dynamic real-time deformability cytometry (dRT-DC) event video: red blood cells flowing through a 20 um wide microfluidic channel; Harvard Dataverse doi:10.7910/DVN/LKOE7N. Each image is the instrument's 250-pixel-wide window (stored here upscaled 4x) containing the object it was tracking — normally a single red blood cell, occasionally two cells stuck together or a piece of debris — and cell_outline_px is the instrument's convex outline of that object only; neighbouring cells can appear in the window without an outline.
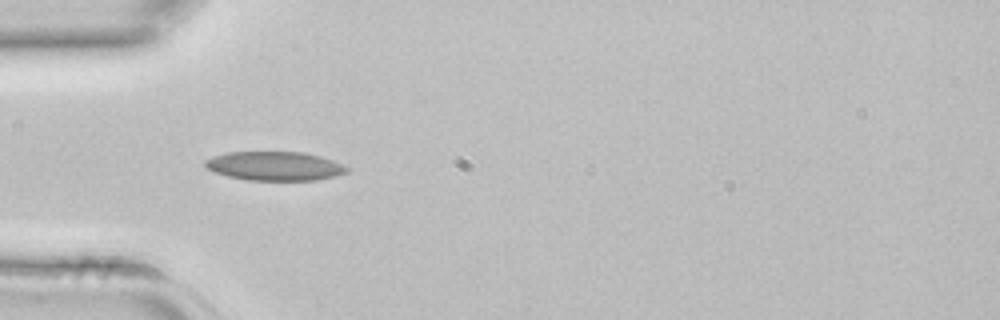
{"species": "common noctule bat (a hibernating species)", "species_latin": "Nyctalus noctula", "temperature_condition": "room temperature", "stored_images_in_passage": 5, "camera_frame_rate_fps": 3000, "um_per_image_px": 0.085, "animal": {"sex": "female", "body_mass_g": 22.7, "forearm_length_mm": 54.2}, "frame": {"image": 1, "passage_image": 4, "time_ms": 1.0, "image_size_px": [1000, 320], "cell_outline_px": [[348, 172], [336, 176], [316, 180], [248, 180], [228, 176], [216, 172], [208, 168], [204, 164], [204, 160], [212, 156], [228, 152], [304, 152], [320, 156], [332, 160], [348, 168]], "centroid_in_image_um": [23.35, 14.11], "position_along_channel_um": 61.7, "area_um2": 23.81}}